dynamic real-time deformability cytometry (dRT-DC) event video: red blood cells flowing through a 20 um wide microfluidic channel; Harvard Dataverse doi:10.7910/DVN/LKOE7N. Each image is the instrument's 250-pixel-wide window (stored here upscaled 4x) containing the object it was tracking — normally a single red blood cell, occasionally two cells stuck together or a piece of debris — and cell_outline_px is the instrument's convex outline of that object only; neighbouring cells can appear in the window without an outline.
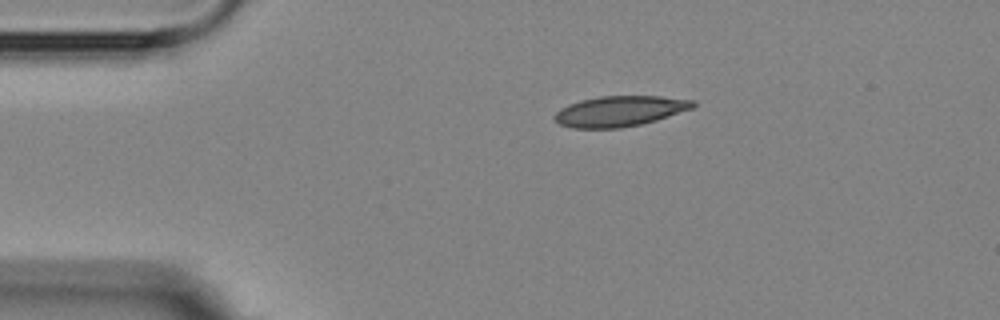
{"species": "Egyptian fruit bat (a non-hibernating species)", "species_latin": "Rousettus aegyptiacus", "temperature_condition": "room temperature", "stored_images_in_passage": 3, "camera_frame_rate_fps": 3000, "um_per_image_px": 0.085, "animal": {"sex": "female"}, "frame": {"image": 1, "passage_image": 1, "time_ms": 0.0, "image_size_px": [1000, 320], "cell_outline_px": [[696, 104], [692, 108], [656, 120], [640, 124], [620, 128], [572, 128], [560, 124], [552, 116], [560, 108], [568, 104], [580, 100], [600, 96], [660, 96], [696, 100]], "centroid_in_image_um": [52.66, 9.44], "position_along_channel_um": 32.3, "area_um2": 24.57}}